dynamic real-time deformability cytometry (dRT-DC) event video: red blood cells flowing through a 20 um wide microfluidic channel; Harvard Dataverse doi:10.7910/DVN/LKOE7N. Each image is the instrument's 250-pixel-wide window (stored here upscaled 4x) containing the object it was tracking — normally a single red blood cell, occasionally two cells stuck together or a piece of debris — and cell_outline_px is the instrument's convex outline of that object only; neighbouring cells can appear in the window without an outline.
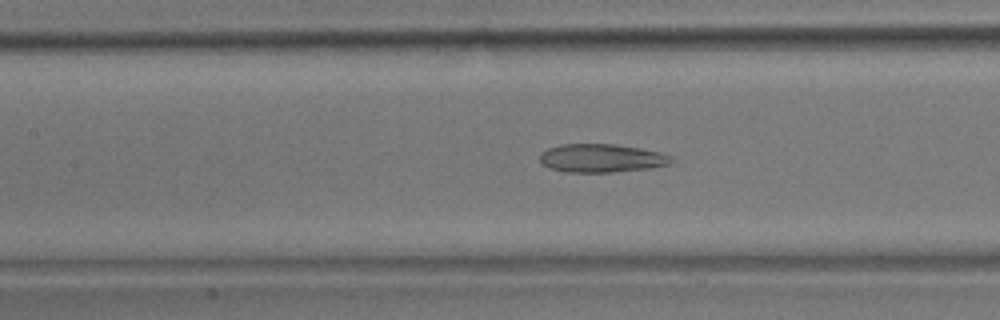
{"species": "common noctule bat (a hibernating species)", "species_latin": "Nyctalus noctula", "temperature_condition": "room temperature", "stored_images_in_passage": 55, "camera_frame_rate_fps": 3000, "um_per_image_px": 0.085, "animal": {"sex": "male", "body_mass_g": 17.9}, "frame": {"image": 1, "passage_image": 24, "time_ms": 7.667, "image_size_px": [1000, 320], "cell_outline_px": [[676, 160], [672, 164], [648, 168], [612, 172], [564, 172], [548, 168], [540, 164], [540, 152], [548, 148], [560, 144], [616, 144], [640, 148], [660, 152], [672, 156]], "centroid_in_image_um": [51.12, 13.44], "position_along_channel_um": 156.3, "area_um2": 22.08}}
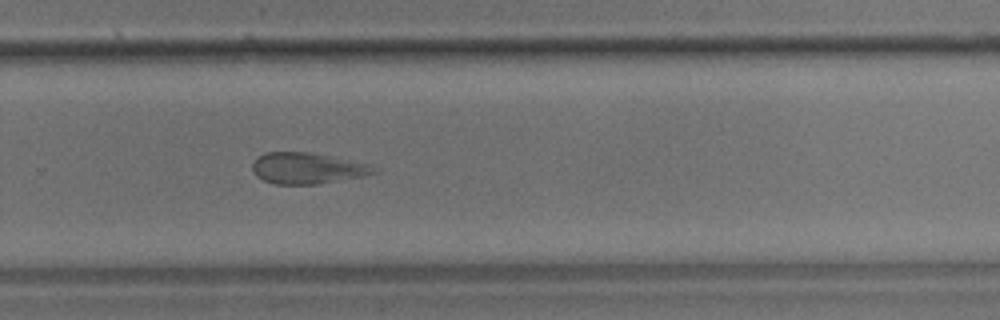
{"frame": {"image": 2, "passage_image": 36, "time_ms": 11.667, "image_size_px": [1000, 320], "cell_outline_px": [[380, 172], [364, 176], [316, 184], [272, 184], [256, 176], [252, 168], [252, 164], [256, 156], [264, 152], [308, 152], [368, 164], [380, 168]], "centroid_in_image_um": [26.11, 14.3], "position_along_channel_um": 303.7, "area_um2": 22.08}}
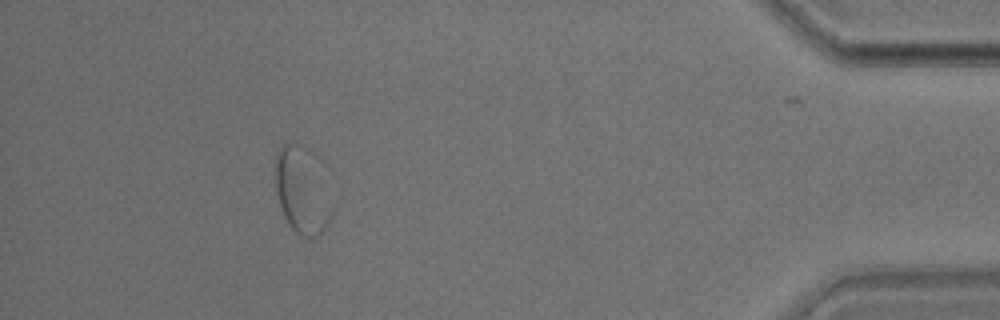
{"frame": {"image": 3, "passage_image": 49, "time_ms": 16.0, "image_size_px": [1000, 320], "cell_outline_px": [[336, 208], [328, 228], [320, 236], [300, 236], [288, 224], [280, 208], [272, 180], [272, 168], [276, 152], [284, 144], [300, 144], [312, 148], [328, 164], [336, 204]], "centroid_in_image_um": [25.82, 16.09], "position_along_channel_um": 409.4, "area_um2": 32.6}, "authors_computed_cell_mechanics": {"area_um2": 25.143, "velocity_mm_per_s": 3.7036, "shape_relaxation_time_tau1_ms": null, "shape_relaxation_time_tau2_ms": 1.8366, "deformation_change_tau1": null, "deformation_change_tau2": 0.0957}}